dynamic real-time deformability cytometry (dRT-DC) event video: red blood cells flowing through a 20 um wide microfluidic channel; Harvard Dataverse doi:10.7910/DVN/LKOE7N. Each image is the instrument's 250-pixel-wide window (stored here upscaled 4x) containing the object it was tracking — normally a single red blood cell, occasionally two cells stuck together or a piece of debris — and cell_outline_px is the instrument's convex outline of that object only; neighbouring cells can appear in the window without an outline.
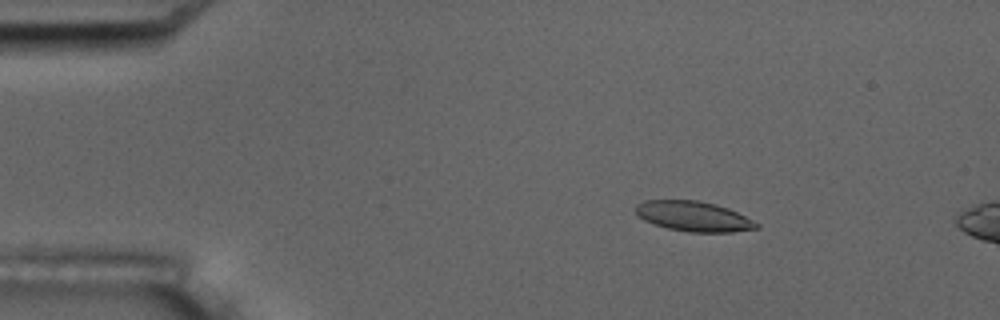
{"species": "common noctule bat (a hibernating species)", "species_latin": "Nyctalus noctula", "temperature_condition": "room temperature", "stored_images_in_passage": 5, "camera_frame_rate_fps": 3000, "um_per_image_px": 0.085, "animal": {"sex": "male", "body_mass_g": 17.5, "forearm_length_mm": 52.3}, "frame": {"image": 1, "passage_image": 3, "time_ms": 2.333, "image_size_px": [1000, 320], "cell_outline_px": [[760, 228], [732, 232], [688, 232], [668, 228], [644, 220], [636, 212], [636, 204], [644, 200], [696, 200], [716, 204], [728, 208], [760, 224]], "centroid_in_image_um": [58.97, 18.38], "position_along_channel_um": 26.0, "area_um2": 21.04}}